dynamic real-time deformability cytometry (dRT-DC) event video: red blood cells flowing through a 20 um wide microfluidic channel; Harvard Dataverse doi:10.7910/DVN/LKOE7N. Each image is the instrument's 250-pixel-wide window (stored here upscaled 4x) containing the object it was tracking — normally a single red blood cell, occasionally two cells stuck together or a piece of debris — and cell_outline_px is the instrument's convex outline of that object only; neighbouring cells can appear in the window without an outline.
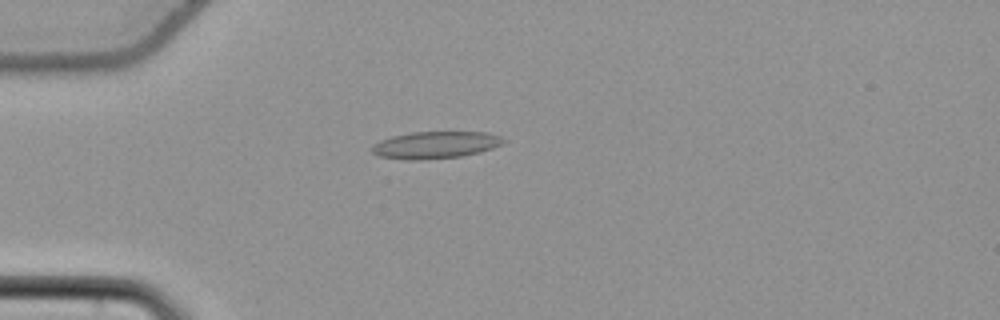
{"species": "common noctule bat (a hibernating species)", "species_latin": "Nyctalus noctula", "temperature_condition": "cold", "stored_images_in_passage": 55, "camera_frame_rate_fps": 3000, "um_per_image_px": 0.085, "animal": {"sex": "female", "body_mass_g": 22.7, "forearm_length_mm": 54.2}, "frame": {"image": 1, "passage_image": 16, "time_ms": 5.0, "image_size_px": [1000, 320], "cell_outline_px": [[504, 140], [500, 144], [492, 148], [480, 152], [460, 156], [420, 160], [404, 160], [380, 156], [372, 152], [372, 144], [380, 140], [392, 136], [412, 132], [488, 132], [500, 136]], "centroid_in_image_um": [36.97, 12.32], "position_along_channel_um": 48.0, "area_um2": 20.63}}
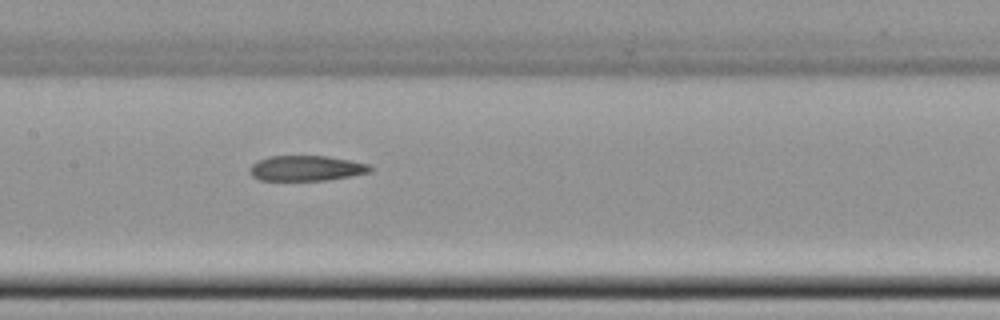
{"frame": {"image": 2, "passage_image": 28, "time_ms": 9.0, "image_size_px": [1000, 320], "cell_outline_px": [[372, 172], [352, 176], [328, 180], [260, 180], [252, 176], [248, 168], [256, 160], [268, 156], [328, 156], [352, 160], [368, 164], [372, 168]], "centroid_in_image_um": [26.04, 14.29], "position_along_channel_um": 181.4, "area_um2": 17.98}}
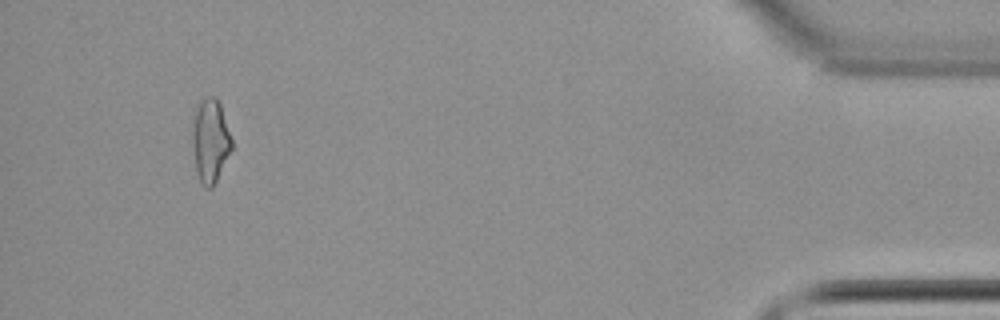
{"frame": {"image": 3, "passage_image": 52, "time_ms": 17.0, "image_size_px": [1000, 320], "cell_outline_px": [[232, 148], [212, 188], [204, 188], [200, 184], [196, 172], [192, 144], [192, 132], [196, 112], [200, 100], [208, 96], [216, 96], [220, 104], [232, 140]], "centroid_in_image_um": [17.87, 11.99], "position_along_channel_um": 417.3, "area_um2": 18.96}}